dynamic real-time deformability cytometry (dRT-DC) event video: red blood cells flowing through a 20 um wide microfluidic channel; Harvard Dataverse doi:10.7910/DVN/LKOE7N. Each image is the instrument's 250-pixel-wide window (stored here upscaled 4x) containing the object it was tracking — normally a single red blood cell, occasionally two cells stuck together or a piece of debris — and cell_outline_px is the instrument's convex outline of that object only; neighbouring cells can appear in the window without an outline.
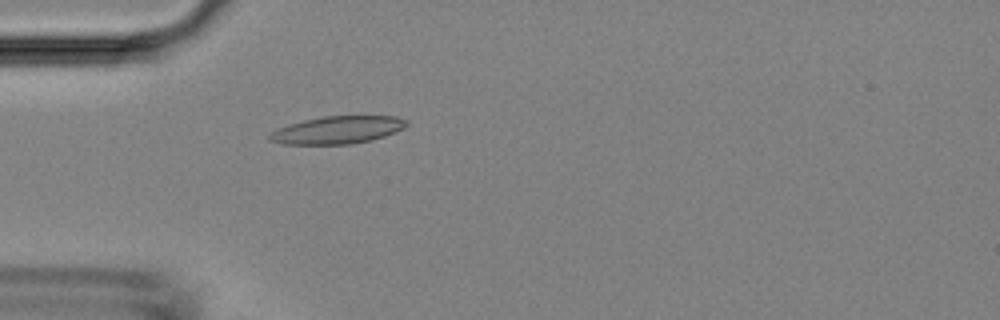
{"species": "Egyptian fruit bat (a non-hibernating species)", "species_latin": "Rousettus aegyptiacus", "temperature_condition": "room temperature", "stored_images_in_passage": 50, "camera_frame_rate_fps": 3000, "um_per_image_px": 0.085, "animal": {"sex": "female"}, "frame": {"image": 1, "passage_image": 15, "time_ms": 4.667, "image_size_px": [1000, 320], "cell_outline_px": [[408, 124], [404, 128], [384, 136], [372, 140], [352, 144], [280, 144], [268, 140], [268, 136], [272, 132], [288, 124], [320, 116], [396, 116], [408, 120]], "centroid_in_image_um": [28.69, 11.04], "position_along_channel_um": 56.3, "area_um2": 22.08}}
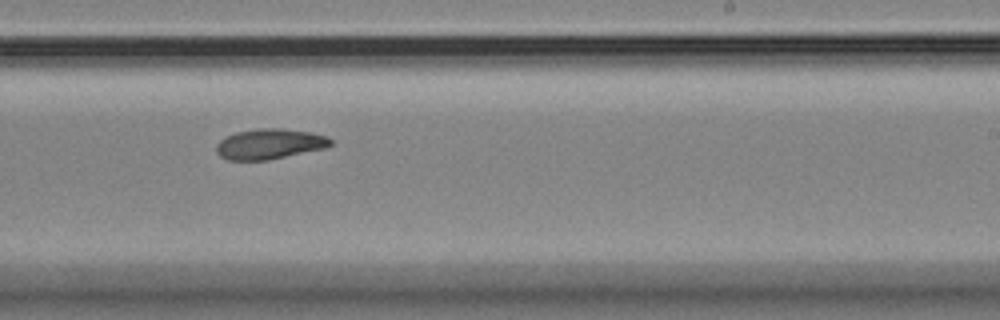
{"frame": {"image": 2, "passage_image": 31, "time_ms": 10.0, "image_size_px": [1000, 320], "cell_outline_px": [[332, 144], [328, 148], [268, 160], [228, 160], [220, 156], [216, 152], [216, 144], [224, 136], [236, 132], [260, 128], [280, 128], [312, 132], [328, 136], [332, 140]], "centroid_in_image_um": [22.94, 12.23], "position_along_channel_um": 266.1, "area_um2": 20.52}}
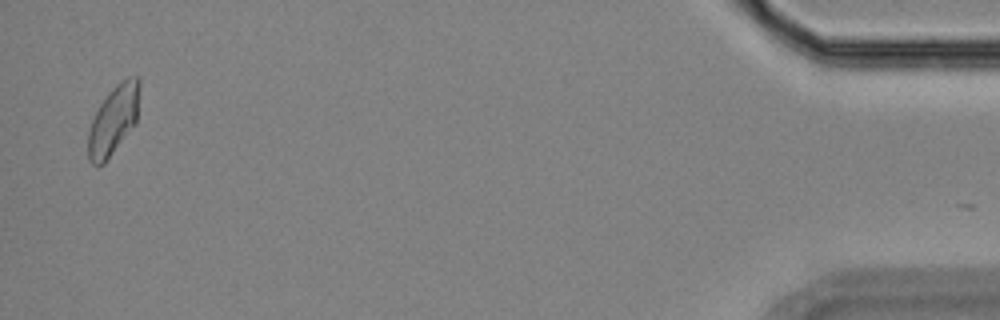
{"frame": {"image": 3, "passage_image": 49, "time_ms": 16.0, "image_size_px": [1000, 320], "cell_outline_px": [[140, 84], [136, 124], [104, 164], [92, 164], [88, 160], [88, 132], [92, 120], [100, 104], [108, 92], [120, 80], [128, 76], [140, 76]], "centroid_in_image_um": [9.66, 10.18], "position_along_channel_um": 425.5, "area_um2": 20.87}}